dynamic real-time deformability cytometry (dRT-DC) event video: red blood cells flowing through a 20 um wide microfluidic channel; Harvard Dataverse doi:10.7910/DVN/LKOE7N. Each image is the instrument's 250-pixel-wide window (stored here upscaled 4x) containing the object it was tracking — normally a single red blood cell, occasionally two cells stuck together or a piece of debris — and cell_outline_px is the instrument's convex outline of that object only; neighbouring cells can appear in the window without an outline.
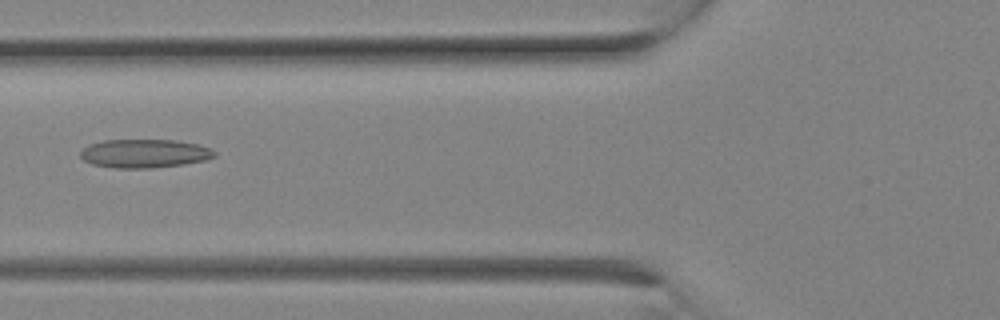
{"species": "Egyptian fruit bat (a non-hibernating species)", "species_latin": "Rousettus aegyptiacus", "temperature_condition": "room temperature", "stored_images_in_passage": 4, "camera_frame_rate_fps": 3000, "um_per_image_px": 0.085, "animal": {"sex": "female"}, "frame": {"image": 1, "passage_image": 3, "time_ms": 0.667, "image_size_px": [1000, 320], "cell_outline_px": [[216, 156], [208, 160], [184, 164], [152, 168], [112, 168], [92, 164], [84, 160], [80, 156], [80, 148], [88, 144], [104, 140], [176, 140], [196, 144], [208, 148], [216, 152]], "centroid_in_image_um": [12.25, 13.05], "position_along_channel_um": 113.6, "area_um2": 22.54}}